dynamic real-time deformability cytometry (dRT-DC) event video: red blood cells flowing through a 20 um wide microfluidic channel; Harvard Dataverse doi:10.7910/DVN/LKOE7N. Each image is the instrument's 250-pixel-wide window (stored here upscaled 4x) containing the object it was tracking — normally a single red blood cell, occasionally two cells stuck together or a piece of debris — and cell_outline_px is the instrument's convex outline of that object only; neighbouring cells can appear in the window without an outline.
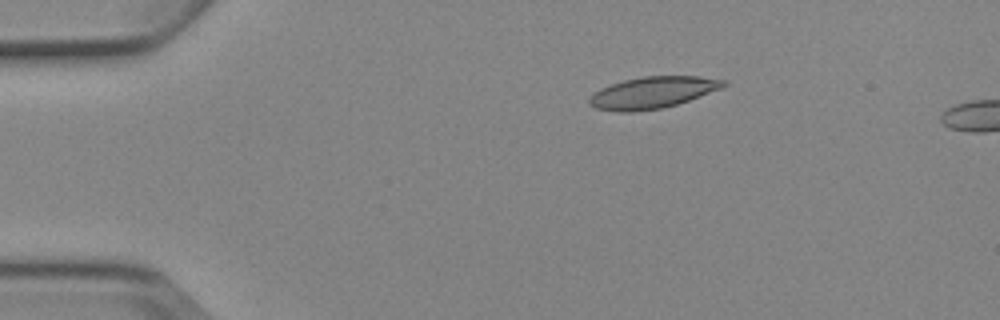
{"species": "Egyptian fruit bat (a non-hibernating species)", "species_latin": "Rousettus aegyptiacus", "temperature_condition": "cold", "stored_images_in_passage": 6, "segment_of_instrument_passage": [1, 2], "camera_frame_rate_fps": 3000, "um_per_image_px": 0.085, "animal": {"sex": "female"}, "frame": {"image": 1, "passage_image": 3, "time_ms": 2.667, "image_size_px": [1000, 320], "cell_outline_px": [[728, 84], [720, 88], [688, 100], [676, 104], [660, 108], [632, 112], [616, 112], [596, 108], [588, 104], [588, 100], [600, 88], [624, 80], [644, 76], [700, 76], [728, 80]], "centroid_in_image_um": [55.47, 7.86], "position_along_channel_um": 29.5, "area_um2": 24.51}}